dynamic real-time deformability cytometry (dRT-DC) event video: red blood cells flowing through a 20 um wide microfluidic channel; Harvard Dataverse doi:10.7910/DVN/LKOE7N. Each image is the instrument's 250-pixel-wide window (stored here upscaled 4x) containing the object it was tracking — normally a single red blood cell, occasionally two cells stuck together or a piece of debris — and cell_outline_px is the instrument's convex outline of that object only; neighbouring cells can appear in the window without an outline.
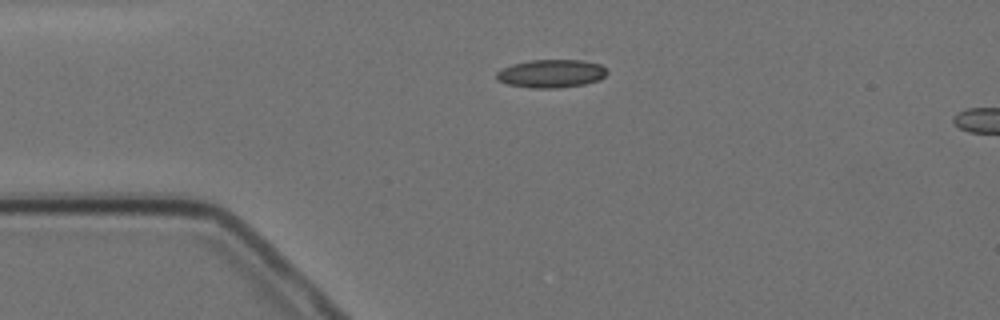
{"species": "Egyptian fruit bat (a non-hibernating species)", "species_latin": "Rousettus aegyptiacus", "temperature_condition": "cold", "stored_images_in_passage": 2, "camera_frame_rate_fps": 3000, "um_per_image_px": 0.085, "animal": {"sex": "female"}, "frame": {"image": 1, "passage_image": 1, "time_ms": 0.0, "image_size_px": [1000, 320], "cell_outline_px": [[608, 72], [600, 80], [584, 84], [556, 88], [532, 88], [508, 84], [496, 80], [496, 72], [512, 64], [528, 60], [584, 48]], "centroid_in_image_um": [47.09, 6.03], "position_along_channel_um": 37.9, "area_um2": 21.27}}